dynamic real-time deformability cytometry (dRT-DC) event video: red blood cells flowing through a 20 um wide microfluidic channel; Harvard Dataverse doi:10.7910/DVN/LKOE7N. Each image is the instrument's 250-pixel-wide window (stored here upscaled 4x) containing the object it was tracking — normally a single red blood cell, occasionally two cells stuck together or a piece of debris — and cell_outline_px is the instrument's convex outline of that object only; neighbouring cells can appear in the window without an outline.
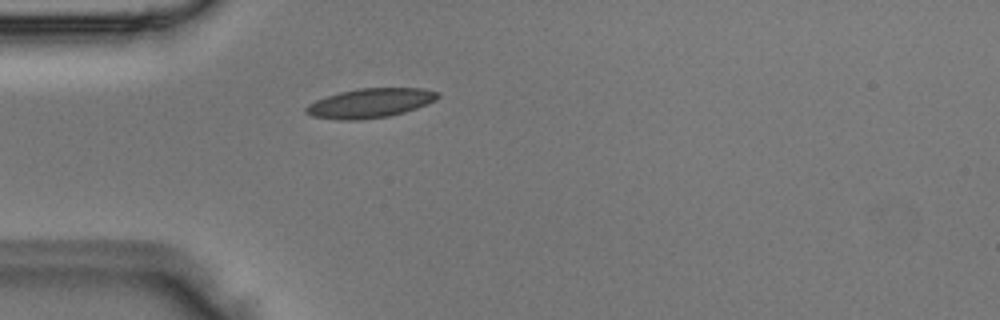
{"species": "Egyptian fruit bat (a non-hibernating species)", "species_latin": "Rousettus aegyptiacus", "temperature_condition": "room temperature", "stored_images_in_passage": 2, "camera_frame_rate_fps": 3000, "um_per_image_px": 0.085, "animal": {"sex": "male"}, "frame": {"image": 1, "passage_image": 2, "time_ms": 0.333, "image_size_px": [1000, 320], "cell_outline_px": [[440, 96], [436, 100], [416, 108], [404, 112], [388, 116], [356, 120], [340, 120], [312, 116], [304, 112], [304, 108], [308, 104], [316, 100], [340, 92], [360, 88], [424, 88], [440, 92]], "centroid_in_image_um": [31.47, 8.76], "position_along_channel_um": 53.5, "area_um2": 22.48}}